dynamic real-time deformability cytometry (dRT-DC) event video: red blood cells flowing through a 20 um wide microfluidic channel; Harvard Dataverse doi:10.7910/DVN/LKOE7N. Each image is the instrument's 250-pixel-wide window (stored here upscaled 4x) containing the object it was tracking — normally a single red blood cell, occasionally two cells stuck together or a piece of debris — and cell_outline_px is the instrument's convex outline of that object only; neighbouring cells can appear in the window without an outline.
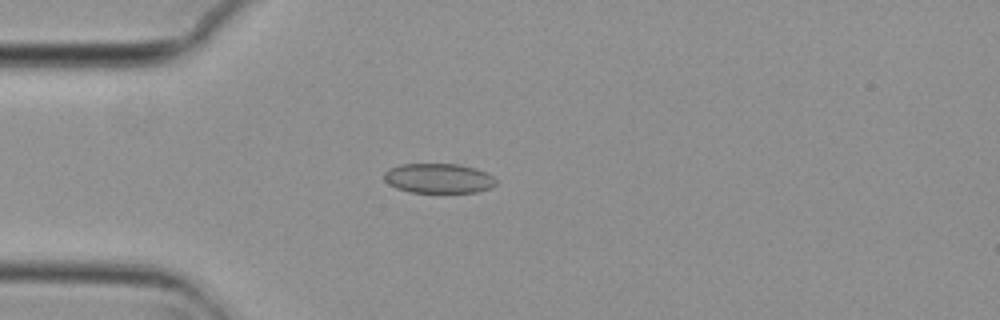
{"species": "common noctule bat (a hibernating species)", "species_latin": "Nyctalus noctula", "temperature_condition": "cold", "stored_images_in_passage": 50, "camera_frame_rate_fps": 3000, "um_per_image_px": 0.085, "animal": {"sex": "female", "body_mass_g": 29.2, "forearm_length_mm": 56.3}, "frame": {"image": 1, "passage_image": 10, "time_ms": 3.0, "image_size_px": [1000, 320], "cell_outline_px": [[496, 184], [492, 188], [476, 192], [408, 192], [396, 188], [388, 184], [384, 180], [384, 172], [388, 168], [400, 164], [460, 164], [476, 168], [492, 176], [496, 180]], "centroid_in_image_um": [37.25, 15.15], "position_along_channel_um": 47.7, "area_um2": 19.54}}
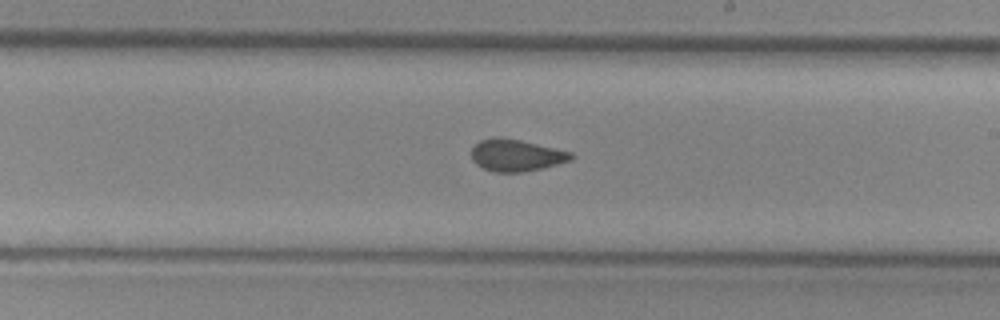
{"frame": {"image": 2, "passage_image": 27, "time_ms": 8.667, "image_size_px": [1000, 320], "cell_outline_px": [[576, 156], [572, 160], [544, 168], [520, 172], [496, 172], [484, 168], [476, 164], [472, 160], [472, 148], [480, 140], [492, 136], [500, 136], [520, 140], [572, 152]], "centroid_in_image_um": [43.89, 13.19], "position_along_channel_um": 245.1, "area_um2": 18.67}}
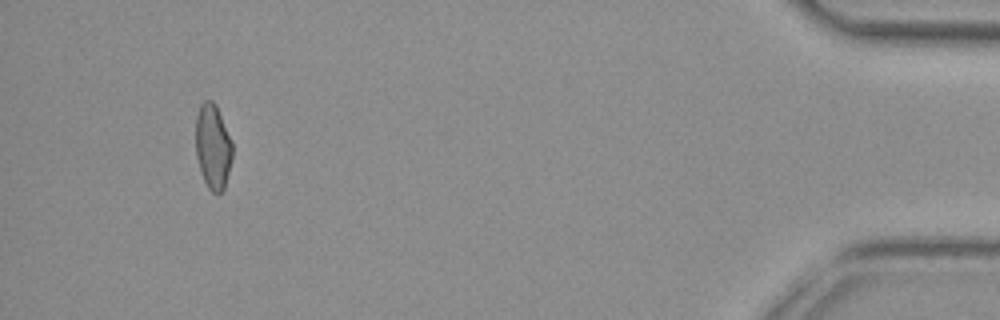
{"frame": {"image": 3, "passage_image": 47, "time_ms": 15.333, "image_size_px": [1000, 320], "cell_outline_px": [[232, 160], [224, 188], [220, 192], [212, 192], [208, 188], [200, 172], [196, 156], [196, 116], [200, 104], [204, 100], [212, 100], [216, 104], [232, 140]], "centroid_in_image_um": [18.09, 12.43], "position_along_channel_um": 417.1, "area_um2": 18.32}, "authors_computed_cell_mechanics": {"area_um2": 18.9873, "velocity_mm_per_s": 3.7231, "shape_relaxation_time_tau1_ms": null, "shape_relaxation_time_tau2_ms": 1.6171, "deformation_change_tau1": null, "deformation_change_tau2": 0.0644}}